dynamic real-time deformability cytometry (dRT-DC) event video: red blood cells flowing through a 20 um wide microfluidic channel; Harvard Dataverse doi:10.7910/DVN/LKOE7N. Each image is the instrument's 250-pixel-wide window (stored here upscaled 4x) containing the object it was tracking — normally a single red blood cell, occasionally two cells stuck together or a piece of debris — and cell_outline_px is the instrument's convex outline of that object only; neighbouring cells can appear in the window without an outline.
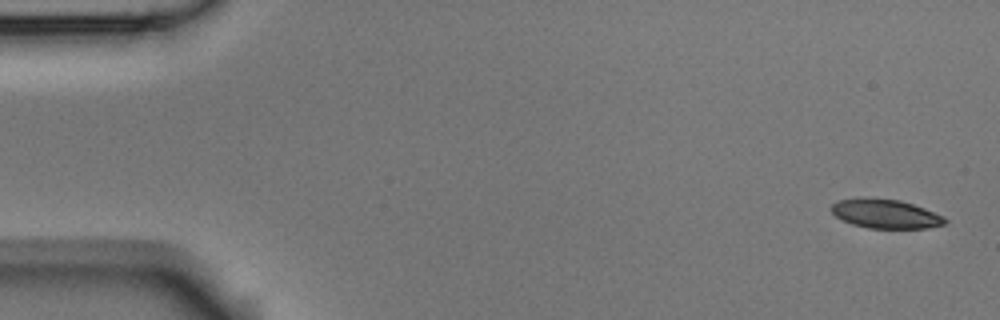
{"species": "Egyptian fruit bat (a non-hibernating species)", "species_latin": "Rousettus aegyptiacus", "temperature_condition": "room temperature", "stored_images_in_passage": 5, "segment_of_instrument_passage": [1, 2], "camera_frame_rate_fps": 3000, "um_per_image_px": 0.085, "animal": {"sex": "male"}, "frame": {"image": 1, "passage_image": 1, "time_ms": 0.0, "image_size_px": [1000, 320], "cell_outline_px": [[948, 220], [944, 224], [928, 228], [868, 228], [852, 224], [836, 216], [832, 212], [832, 204], [836, 200], [860, 196], [868, 196], [900, 200], [924, 208], [944, 216]], "centroid_in_image_um": [75.24, 18.14], "position_along_channel_um": 9.8, "area_um2": 19.54}}
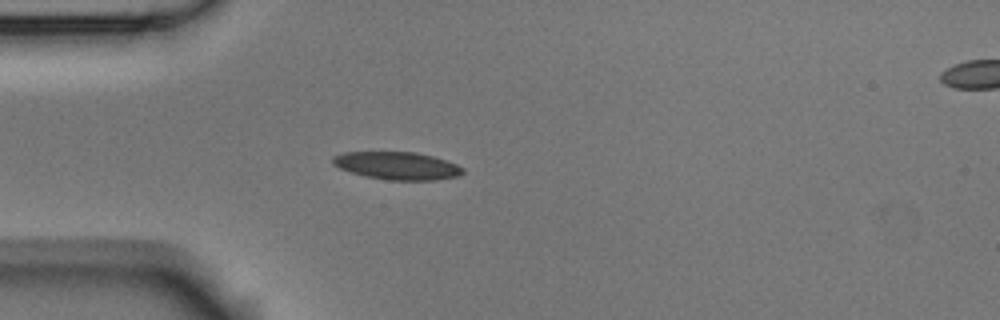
{"frame": {"image": 2, "passage_image": 4, "time_ms": 1.0, "image_size_px": [1000, 320], "cell_outline_px": [[464, 172], [456, 176], [436, 180], [388, 180], [364, 176], [340, 168], [332, 164], [332, 156], [344, 152], [416, 152], [432, 156], [456, 164], [464, 168]], "centroid_in_image_um": [33.74, 14.08], "position_along_channel_um": 51.3, "area_um2": 20.92}}